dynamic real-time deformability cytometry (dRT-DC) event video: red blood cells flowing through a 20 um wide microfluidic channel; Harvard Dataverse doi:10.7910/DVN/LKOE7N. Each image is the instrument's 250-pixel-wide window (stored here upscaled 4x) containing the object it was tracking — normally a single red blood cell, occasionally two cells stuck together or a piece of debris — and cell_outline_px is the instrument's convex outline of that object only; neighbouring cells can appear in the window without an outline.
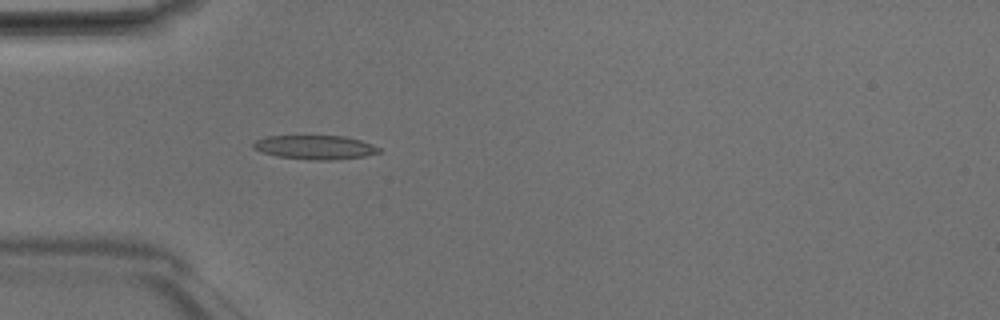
{"species": "Egyptian fruit bat (a non-hibernating species)", "species_latin": "Rousettus aegyptiacus", "temperature_condition": "room temperature", "stored_images_in_passage": 25, "camera_frame_rate_fps": 3000, "um_per_image_px": 0.085, "animal": {"sex": "male"}, "frame": {"image": 1, "passage_image": 5, "time_ms": 1.333, "image_size_px": [1000, 320], "cell_outline_px": [[380, 152], [364, 156], [332, 160], [308, 160], [276, 156], [260, 152], [252, 148], [252, 144], [256, 140], [268, 136], [344, 136], [360, 140], [372, 144], [380, 148]], "centroid_in_image_um": [26.74, 12.52], "position_along_channel_um": 58.3, "area_um2": 17.63}}
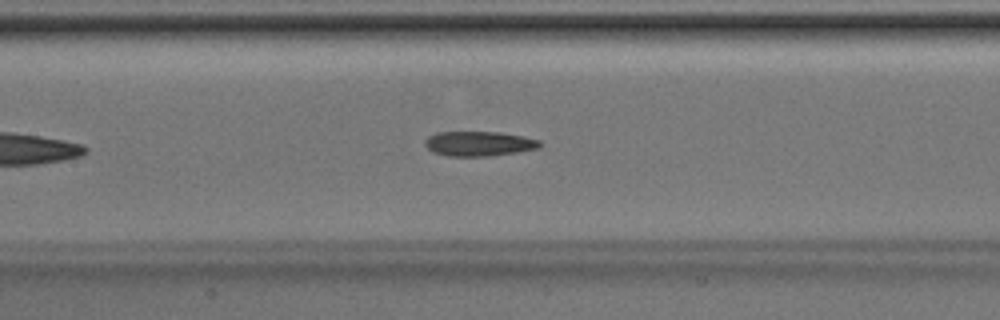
{"frame": {"image": 2, "passage_image": 13, "time_ms": 4.0, "image_size_px": [1000, 320], "cell_outline_px": [[540, 148], [516, 152], [484, 156], [448, 156], [432, 152], [424, 144], [424, 140], [428, 136], [436, 132], [500, 132], [524, 136], [540, 140]], "centroid_in_image_um": [40.68, 12.2], "position_along_channel_um": 166.7, "area_um2": 16.59}}
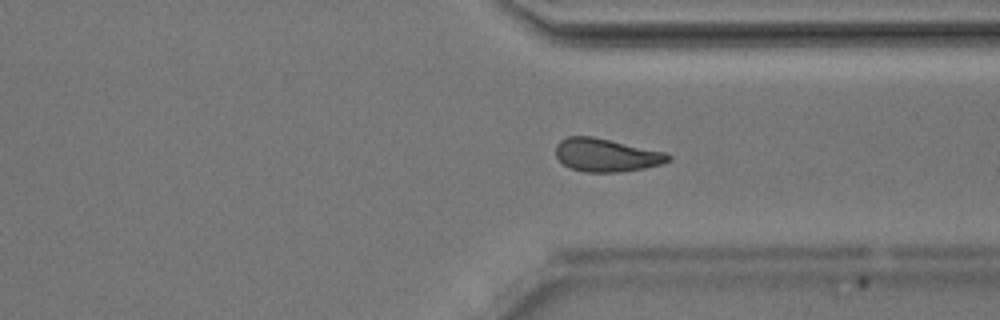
{"frame": {"image": 3, "passage_image": 24, "time_ms": 7.667, "image_size_px": [1000, 320], "cell_outline_px": [[672, 156], [668, 160], [660, 164], [644, 168], [620, 172], [584, 172], [568, 168], [556, 156], [556, 144], [560, 140], [568, 136], [592, 136], [668, 152]], "centroid_in_image_um": [51.53, 13.18], "position_along_channel_um": 359.9, "area_um2": 21.85}}